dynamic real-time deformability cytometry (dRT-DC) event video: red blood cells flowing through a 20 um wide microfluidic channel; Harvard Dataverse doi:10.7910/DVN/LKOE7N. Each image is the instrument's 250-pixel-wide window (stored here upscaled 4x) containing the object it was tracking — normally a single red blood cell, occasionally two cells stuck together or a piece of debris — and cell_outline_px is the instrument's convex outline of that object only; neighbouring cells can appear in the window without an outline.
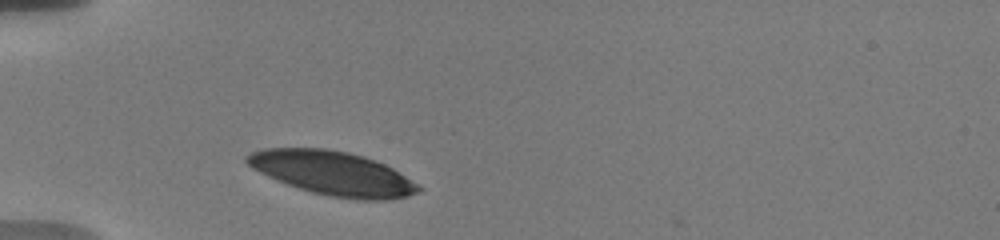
{"species": "human", "species_latin": "Homo sapiens", "temperature_condition": "warm", "stored_images_in_passage": 31, "camera_frame_rate_fps": 3000, "um_per_image_px": 0.085, "donor": {"sex": "male"}, "frame": {"image": 1, "passage_image": 1, "time_ms": 0.0, "image_size_px": [1000, 240], "cell_outline_px": [[424, 188], [420, 192], [408, 196], [388, 200], [360, 200], [328, 196], [312, 192], [276, 180], [252, 168], [244, 160], [244, 156], [252, 152], [264, 148], [328, 148], [348, 152], [364, 156], [384, 164], [392, 168]], "centroid_in_image_um": [28.29, 14.72], "position_along_channel_um": 56.7, "area_um2": 43.93}}
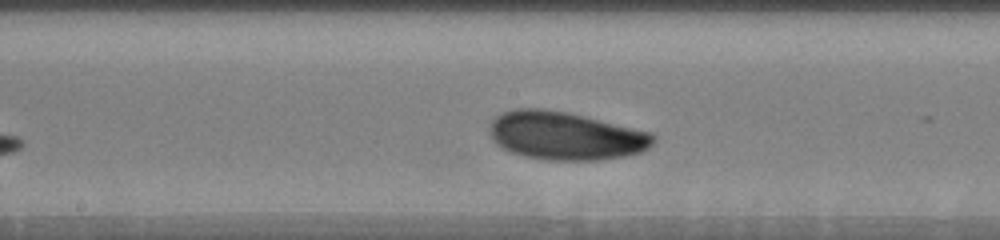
{"frame": {"image": 2, "passage_image": 14, "time_ms": 4.333, "image_size_px": [1000, 240], "cell_outline_px": [[656, 140], [648, 148], [640, 152], [624, 156], [600, 160], [544, 160], [524, 156], [508, 152], [500, 148], [492, 140], [492, 120], [496, 116], [504, 112], [516, 108], [544, 108], [568, 112], [652, 132], [656, 136]], "centroid_in_image_um": [48.08, 11.54], "position_along_channel_um": 200.1, "area_um2": 46.18}}
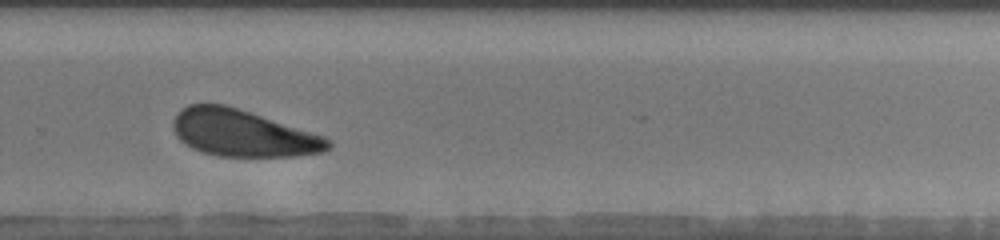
{"frame": {"image": 3, "passage_image": 23, "time_ms": 7.333, "image_size_px": [1000, 240], "cell_outline_px": [[332, 148], [324, 152], [296, 156], [216, 156], [200, 152], [184, 144], [176, 136], [172, 124], [180, 108], [188, 104], [224, 104], [324, 136], [332, 140]], "centroid_in_image_um": [20.63, 11.33], "position_along_channel_um": 309.2, "area_um2": 42.19}, "authors_computed_cell_mechanics": {"area_um2": 44.3326, "velocity_mm_per_s": 3.6406, "shape_relaxation_time_tau1_ms": 2.6703, "shape_relaxation_time_tau2_ms": null, "deformation_change_tau1": 0.0996, "deformation_change_tau2": null}}